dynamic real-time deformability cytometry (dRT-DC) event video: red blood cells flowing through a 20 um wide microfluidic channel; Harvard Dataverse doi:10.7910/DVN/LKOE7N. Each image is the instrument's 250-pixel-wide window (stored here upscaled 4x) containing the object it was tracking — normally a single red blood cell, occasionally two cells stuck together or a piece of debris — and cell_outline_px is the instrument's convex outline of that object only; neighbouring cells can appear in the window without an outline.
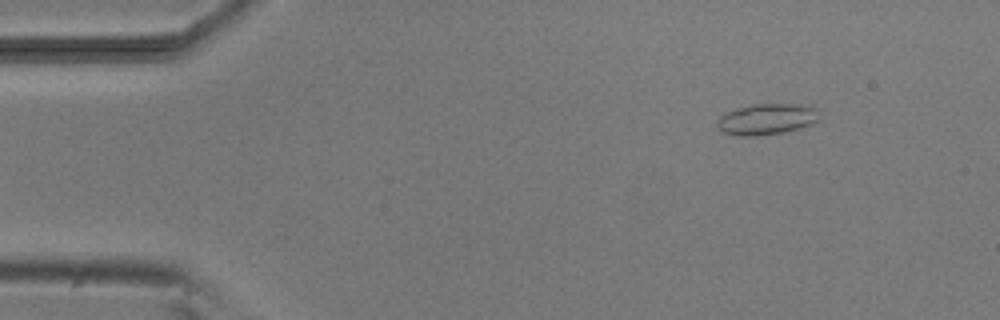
{"species": "common noctule bat (a hibernating species)", "species_latin": "Nyctalus noctula", "temperature_condition": "room temperature", "stored_images_in_passage": 15, "camera_frame_rate_fps": 3000, "um_per_image_px": 0.085, "animal": {"sex": "male", "body_mass_g": 20.5, "forearm_length_mm": 52.5}, "frame": {"image": 1, "passage_image": 7, "time_ms": 2.0, "image_size_px": [1000, 320], "cell_outline_px": [[820, 120], [812, 124], [800, 128], [784, 132], [756, 136], [740, 136], [724, 132], [716, 128], [716, 120], [720, 116], [736, 108], [752, 104], [796, 104], [816, 108]], "centroid_in_image_um": [65.15, 10.13], "position_along_channel_um": 19.8, "area_um2": 18.55}}